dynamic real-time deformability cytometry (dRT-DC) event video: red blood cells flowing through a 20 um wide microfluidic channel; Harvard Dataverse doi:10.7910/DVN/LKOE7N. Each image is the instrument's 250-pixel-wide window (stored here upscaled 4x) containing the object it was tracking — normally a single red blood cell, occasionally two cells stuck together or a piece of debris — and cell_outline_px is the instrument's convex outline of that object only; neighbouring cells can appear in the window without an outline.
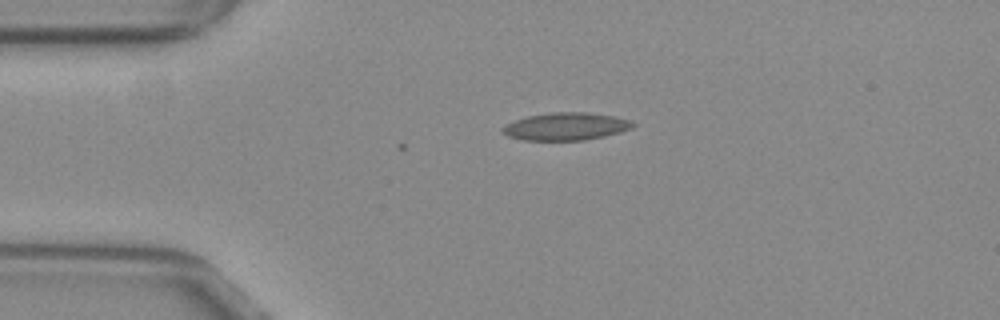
{"species": "common noctule bat (a hibernating species)", "species_latin": "Nyctalus noctula", "temperature_condition": "warm", "stored_images_in_passage": 5, "camera_frame_rate_fps": 3000, "um_per_image_px": 0.085, "animal": {"sex": "female", "body_mass_g": 29.2, "forearm_length_mm": 56.3}, "frame": {"image": 1, "passage_image": 1, "time_ms": 0.0, "image_size_px": [1000, 320], "cell_outline_px": [[636, 124], [632, 128], [620, 132], [604, 136], [584, 140], [524, 140], [508, 136], [500, 128], [516, 120], [528, 116], [552, 112], [588, 112], [612, 116], [628, 120]], "centroid_in_image_um": [48.11, 10.75], "position_along_channel_um": 36.9, "area_um2": 20.69}}